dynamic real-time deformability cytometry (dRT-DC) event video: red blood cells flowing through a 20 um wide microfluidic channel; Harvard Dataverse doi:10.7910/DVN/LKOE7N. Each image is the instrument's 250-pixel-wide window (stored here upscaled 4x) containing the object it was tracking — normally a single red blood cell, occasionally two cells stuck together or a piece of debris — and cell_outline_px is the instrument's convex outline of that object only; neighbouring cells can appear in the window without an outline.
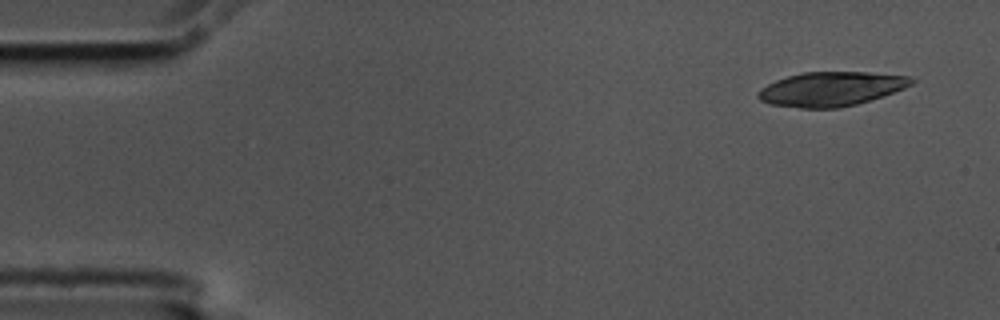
{"species": "common noctule bat (a hibernating species)", "species_latin": "Nyctalus noctula", "temperature_condition": "cold", "stored_images_in_passage": 5, "camera_frame_rate_fps": 3000, "um_per_image_px": 0.085, "animal": {"sex": "male", "body_mass_g": 17.5, "forearm_length_mm": 52.3}, "frame": {"image": 1, "passage_image": 1, "time_ms": 0.0, "image_size_px": [1000, 320], "cell_outline_px": [[916, 80], [912, 84], [904, 88], [856, 104], [836, 108], [800, 108], [768, 104], [760, 100], [756, 96], [760, 88], [776, 80], [788, 76], [804, 72], [868, 72], [908, 76]], "centroid_in_image_um": [70.59, 7.56], "position_along_channel_um": 14.4, "area_um2": 30.4}}